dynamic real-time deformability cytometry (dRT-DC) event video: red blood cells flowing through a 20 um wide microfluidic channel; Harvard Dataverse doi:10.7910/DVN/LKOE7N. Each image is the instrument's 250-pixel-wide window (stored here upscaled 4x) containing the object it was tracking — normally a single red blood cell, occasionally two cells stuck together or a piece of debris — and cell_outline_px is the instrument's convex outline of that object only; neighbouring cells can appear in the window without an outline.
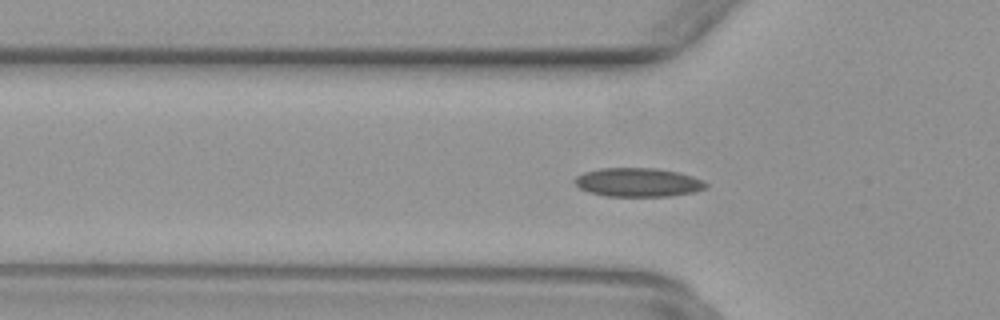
{"species": "common noctule bat (a hibernating species)", "species_latin": "Nyctalus noctula", "temperature_condition": "warm", "stored_images_in_passage": 51, "camera_frame_rate_fps": 3000, "um_per_image_px": 0.085, "animal": {"sex": "female", "body_mass_g": 29.2, "forearm_length_mm": 56.3}, "frame": {"image": 1, "passage_image": 16, "time_ms": 5.0, "image_size_px": [1000, 320], "cell_outline_px": [[708, 188], [696, 192], [672, 196], [604, 196], [588, 192], [580, 188], [572, 180], [576, 176], [584, 172], [600, 168], [656, 168], [680, 172], [704, 180], [708, 184]], "centroid_in_image_um": [54.27, 15.5], "position_along_channel_um": 71.5, "area_um2": 22.37}}
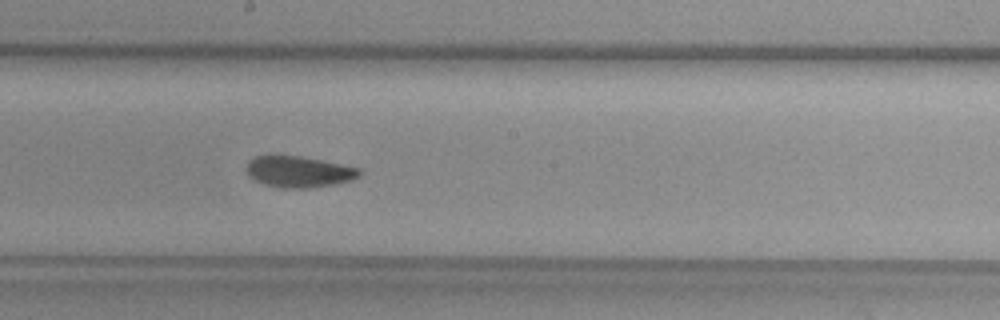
{"frame": {"image": 2, "passage_image": 27, "time_ms": 8.667, "image_size_px": [1000, 320], "cell_outline_px": [[360, 176], [352, 180], [336, 184], [308, 188], [280, 188], [264, 184], [248, 176], [248, 160], [256, 156], [300, 156], [360, 168]], "centroid_in_image_um": [25.42, 14.61], "position_along_channel_um": 222.8, "area_um2": 20.35}}
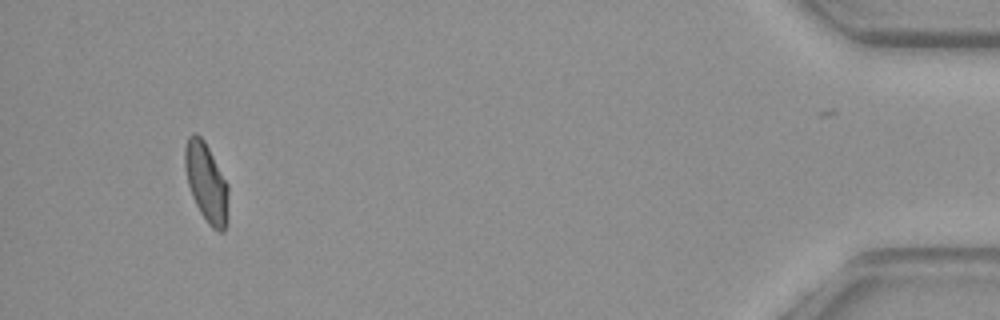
{"frame": {"image": 3, "passage_image": 47, "time_ms": 15.333, "image_size_px": [1000, 320], "cell_outline_px": [[228, 224], [224, 232], [220, 232], [212, 228], [208, 224], [200, 212], [192, 196], [188, 184], [184, 164], [184, 148], [188, 136], [192, 132], [196, 132], [204, 140], [228, 184]], "centroid_in_image_um": [17.55, 15.53], "position_along_channel_um": 417.7, "area_um2": 20.29}}